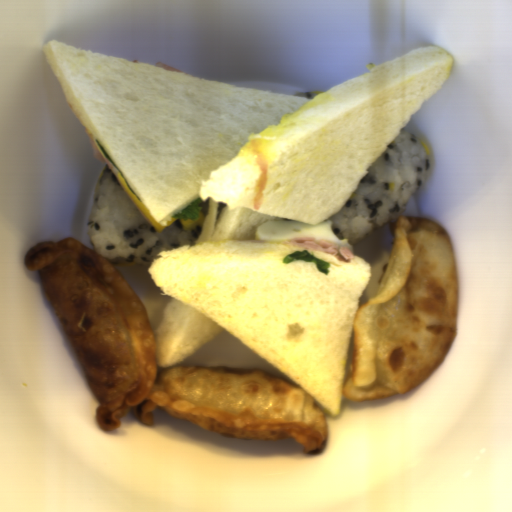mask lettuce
<instances>
[{
	"label": "lettuce",
	"mask_w": 512,
	"mask_h": 512,
	"mask_svg": "<svg viewBox=\"0 0 512 512\" xmlns=\"http://www.w3.org/2000/svg\"><path fill=\"white\" fill-rule=\"evenodd\" d=\"M294 261H302L305 263H314L320 273L328 275L330 273V264L314 256L308 250H297L282 258L283 264H289Z\"/></svg>",
	"instance_id": "lettuce-1"
},
{
	"label": "lettuce",
	"mask_w": 512,
	"mask_h": 512,
	"mask_svg": "<svg viewBox=\"0 0 512 512\" xmlns=\"http://www.w3.org/2000/svg\"><path fill=\"white\" fill-rule=\"evenodd\" d=\"M202 202L203 201L201 200L200 197L196 198L186 207L171 215L170 219H180L182 221H196L197 219H199L200 210L203 208L200 207Z\"/></svg>",
	"instance_id": "lettuce-2"
},
{
	"label": "lettuce",
	"mask_w": 512,
	"mask_h": 512,
	"mask_svg": "<svg viewBox=\"0 0 512 512\" xmlns=\"http://www.w3.org/2000/svg\"><path fill=\"white\" fill-rule=\"evenodd\" d=\"M94 141L95 143L97 144V146L99 147V149L101 150V152L107 157V159L113 164L114 168L117 170V172L121 175L122 179L124 180L125 184L127 185V187L130 189V191L132 192V194L136 197V199L140 202L142 201L136 194L135 192L133 191V189L131 188L130 184L128 183V181L126 180V178L124 177L123 173L121 172V170L119 169V167L116 165V163L113 161V159L110 157V155L107 153V151L103 148V146L99 143V141L97 139L94 138Z\"/></svg>",
	"instance_id": "lettuce-3"
}]
</instances>
